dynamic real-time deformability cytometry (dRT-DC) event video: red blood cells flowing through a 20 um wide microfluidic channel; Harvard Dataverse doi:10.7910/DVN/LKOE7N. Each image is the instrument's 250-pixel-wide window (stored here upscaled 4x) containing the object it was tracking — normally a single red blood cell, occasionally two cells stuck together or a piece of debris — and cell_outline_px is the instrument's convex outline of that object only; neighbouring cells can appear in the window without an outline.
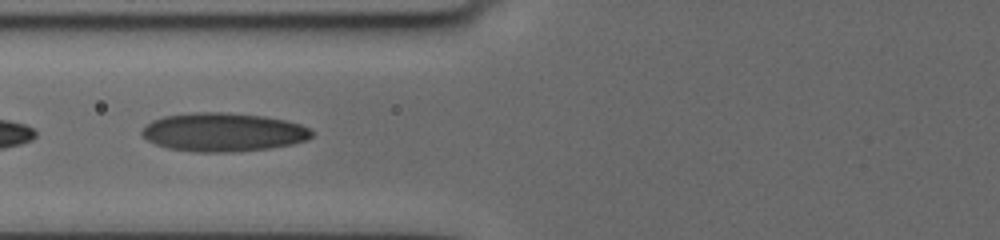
{"species": "human", "species_latin": "Homo sapiens", "temperature_condition": "cold", "stored_images_in_passage": 8, "camera_frame_rate_fps": 3000, "um_per_image_px": 0.085, "donor": {"sex": "female"}, "frame": {"image": 1, "passage_image": 4, "time_ms": 2.0, "image_size_px": [1000, 240], "cell_outline_px": [[312, 136], [304, 140], [292, 144], [272, 148], [232, 152], [196, 152], [168, 148], [156, 144], [148, 140], [140, 132], [144, 124], [152, 120], [164, 116], [192, 112], [228, 112], [264, 116], [284, 120], [300, 124], [308, 128], [312, 132]], "centroid_in_image_um": [18.93, 11.23], "position_along_channel_um": 106.9, "area_um2": 38.32}}